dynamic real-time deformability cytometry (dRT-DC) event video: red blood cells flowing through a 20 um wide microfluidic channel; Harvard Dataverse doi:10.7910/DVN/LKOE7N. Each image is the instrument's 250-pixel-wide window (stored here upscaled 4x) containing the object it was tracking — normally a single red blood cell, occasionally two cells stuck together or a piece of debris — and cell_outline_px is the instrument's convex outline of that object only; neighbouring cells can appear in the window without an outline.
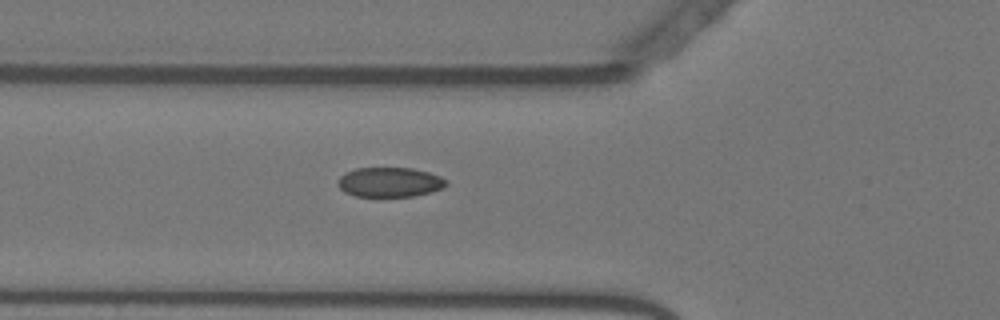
{"species": "Egyptian fruit bat (a non-hibernating species)", "species_latin": "Rousettus aegyptiacus", "temperature_condition": "warm", "stored_images_in_passage": 53, "camera_frame_rate_fps": 3000, "um_per_image_px": 0.085, "animal": {"sex": "female"}, "frame": {"image": 1, "passage_image": 17, "time_ms": 5.333, "image_size_px": [1000, 320], "cell_outline_px": [[448, 184], [440, 188], [428, 192], [412, 196], [356, 196], [344, 192], [336, 184], [336, 180], [340, 176], [356, 168], [412, 168], [428, 172], [440, 176], [448, 180]], "centroid_in_image_um": [33.09, 15.48], "position_along_channel_um": 92.7, "area_um2": 18.61}}
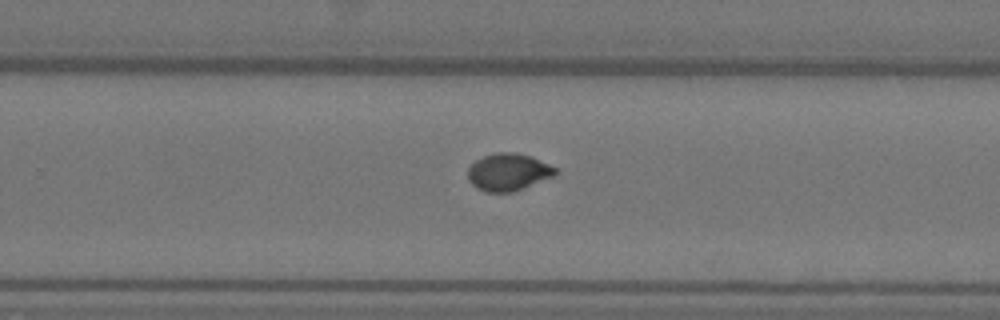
{"frame": {"image": 2, "passage_image": 33, "time_ms": 10.667, "image_size_px": [1000, 320], "cell_outline_px": [[556, 176], [512, 192], [484, 192], [476, 188], [468, 180], [468, 168], [476, 160], [484, 156], [496, 152], [516, 152], [532, 156], [556, 168]], "centroid_in_image_um": [43.2, 14.63], "position_along_channel_um": 286.6, "area_um2": 19.13}}
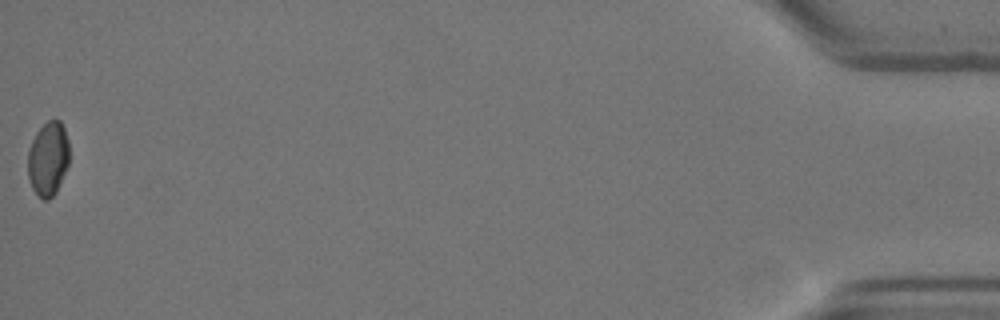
{"frame": {"image": 3, "passage_image": 53, "time_ms": 17.333, "image_size_px": [1000, 320], "cell_outline_px": [[68, 164], [56, 192], [48, 200], [44, 200], [32, 188], [28, 176], [28, 152], [32, 140], [36, 132], [48, 120], [60, 120], [64, 128], [68, 140]], "centroid_in_image_um": [4.08, 13.48], "position_along_channel_um": 431.1, "area_um2": 17.69}, "authors_computed_cell_mechanics": {"area_um2": 18.6116, "velocity_mm_per_s": 3.6302, "shape_relaxation_time_tau1_ms": 6.137, "shape_relaxation_time_tau2_ms": null, "deformation_change_tau1": 0.1897, "deformation_change_tau2": null}}